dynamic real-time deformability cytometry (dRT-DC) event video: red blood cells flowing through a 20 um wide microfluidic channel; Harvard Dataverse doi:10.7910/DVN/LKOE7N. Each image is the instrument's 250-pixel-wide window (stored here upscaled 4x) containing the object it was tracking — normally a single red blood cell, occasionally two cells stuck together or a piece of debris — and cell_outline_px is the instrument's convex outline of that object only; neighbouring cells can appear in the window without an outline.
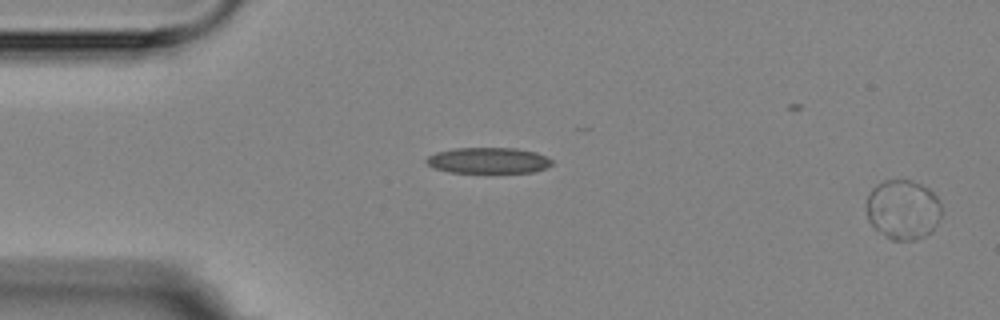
{"species": "Egyptian fruit bat (a non-hibernating species)", "species_latin": "Rousettus aegyptiacus", "temperature_condition": "room temperature", "stored_images_in_passage": 4, "segment_of_instrument_passage": [2, 2], "camera_frame_rate_fps": 3000, "um_per_image_px": 0.085, "animal": {"sex": "female"}, "frame": {"image": 1, "passage_image": 4, "time_ms": 3.333, "image_size_px": [1000, 320], "cell_outline_px": [[940, 216], [932, 232], [924, 236], [912, 240], [892, 240], [876, 228], [868, 220], [868, 196], [872, 188], [876, 184], [884, 180], [908, 180], [920, 184], [928, 188], [940, 200]], "centroid_in_image_um": [76.77, 17.8], "position_along_channel_um": 8.2, "area_um2": 25.78}}